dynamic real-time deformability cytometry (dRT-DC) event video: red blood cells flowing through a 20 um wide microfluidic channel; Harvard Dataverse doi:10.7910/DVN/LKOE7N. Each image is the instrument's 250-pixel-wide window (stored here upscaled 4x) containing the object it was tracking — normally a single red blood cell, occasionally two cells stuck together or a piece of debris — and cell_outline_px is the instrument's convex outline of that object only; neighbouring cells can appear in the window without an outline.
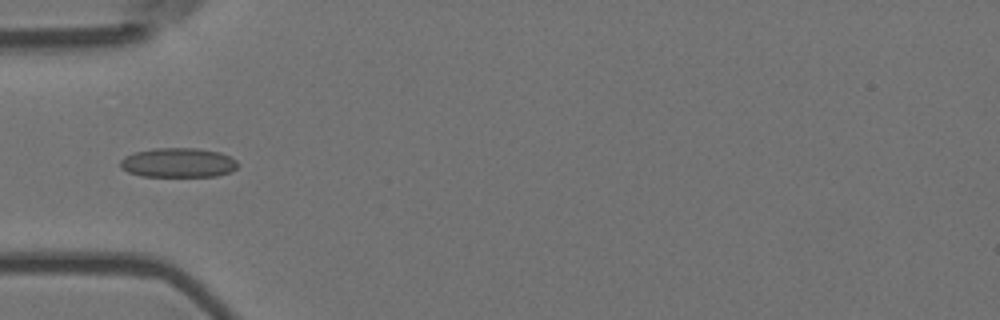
{"species": "Egyptian fruit bat (a non-hibernating species)", "species_latin": "Rousettus aegyptiacus", "temperature_condition": "room temperature", "stored_images_in_passage": 39, "camera_frame_rate_fps": 3000, "um_per_image_px": 0.085, "animal": {"sex": "female"}, "frame": {"image": 1, "passage_image": 1, "time_ms": 0.0, "image_size_px": [1000, 320], "cell_outline_px": [[240, 164], [232, 172], [216, 176], [140, 176], [128, 172], [120, 168], [120, 160], [124, 156], [136, 152], [156, 148], [196, 148], [220, 152], [236, 160]], "centroid_in_image_um": [15.15, 13.83], "position_along_channel_um": 69.8, "area_um2": 20.29}}
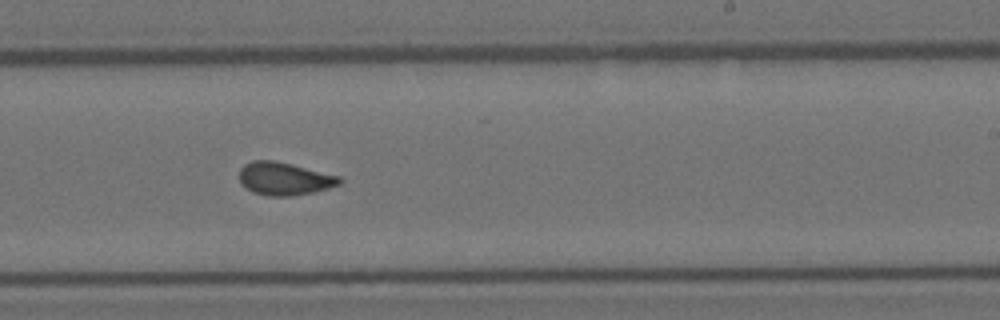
{"frame": {"image": 2, "passage_image": 17, "time_ms": 5.333, "image_size_px": [1000, 320], "cell_outline_px": [[344, 180], [340, 184], [328, 188], [312, 192], [292, 196], [268, 196], [252, 192], [240, 184], [240, 168], [244, 164], [252, 160], [276, 160], [340, 176]], "centroid_in_image_um": [24.16, 15.18], "position_along_channel_um": 264.8, "area_um2": 19.36}}
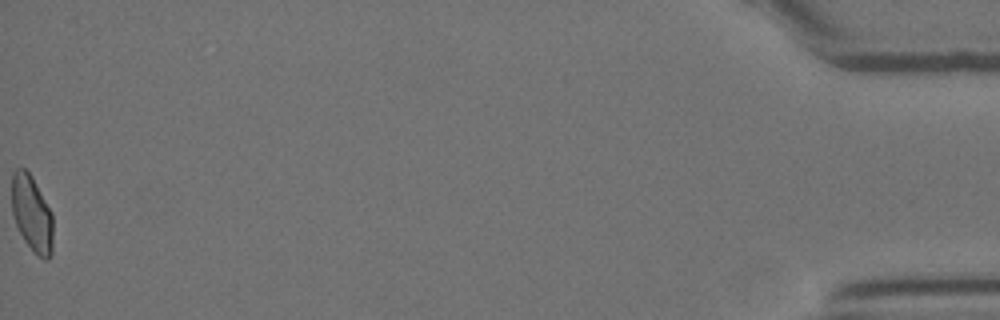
{"frame": {"image": 3, "passage_image": 39, "time_ms": 12.667, "image_size_px": [1000, 320], "cell_outline_px": [[52, 256], [48, 260], [44, 260], [24, 240], [16, 224], [12, 212], [12, 172], [16, 168], [24, 168], [32, 176], [52, 212]], "centroid_in_image_um": [2.71, 18.13], "position_along_channel_um": 432.5, "area_um2": 18.21}, "authors_computed_cell_mechanics": {"area_um2": 18.7272, "velocity_mm_per_s": 3.6514, "shape_relaxation_time_tau1_ms": null, "shape_relaxation_time_tau2_ms": 1.2453, "deformation_change_tau1": null, "deformation_change_tau2": 0.0604}}